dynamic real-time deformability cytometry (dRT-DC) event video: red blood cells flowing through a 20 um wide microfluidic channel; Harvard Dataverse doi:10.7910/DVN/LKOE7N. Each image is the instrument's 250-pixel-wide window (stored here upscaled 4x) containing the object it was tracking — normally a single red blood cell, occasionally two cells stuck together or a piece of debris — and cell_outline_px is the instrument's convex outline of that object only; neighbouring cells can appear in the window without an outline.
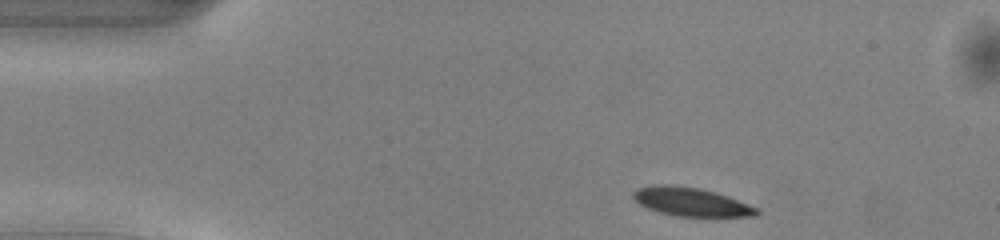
{"species": "common noctule bat (a hibernating species)", "species_latin": "Nyctalus noctula", "temperature_condition": "warm", "stored_images_in_passage": 43, "camera_frame_rate_fps": 3000, "um_per_image_px": 0.085, "animal": {"sex": "male", "body_mass_g": 13.0, "forearm_length_mm": 53.1}, "frame": {"image": 1, "passage_image": 1, "time_ms": 0.0, "image_size_px": [1000, 240], "cell_outline_px": [[760, 212], [756, 216], [676, 216], [660, 212], [648, 208], [640, 204], [632, 196], [632, 192], [636, 188], [652, 184], [672, 184], [700, 188], [716, 192], [728, 196], [748, 204], [756, 208]], "centroid_in_image_um": [58.7, 17.13], "position_along_channel_um": 26.3, "area_um2": 20.58}}
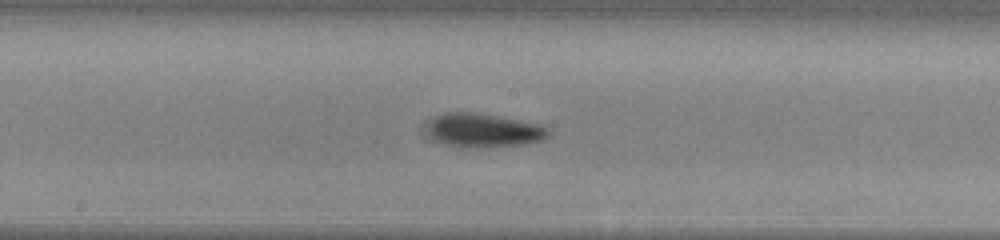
{"frame": {"image": 2, "passage_image": 19, "time_ms": 6.0, "image_size_px": [1000, 240], "cell_outline_px": [[552, 132], [544, 140], [524, 144], [476, 148], [456, 148], [444, 144], [436, 140], [432, 136], [428, 120], [444, 112], [472, 112], [496, 116], [540, 124], [548, 128]], "centroid_in_image_um": [41.13, 11.09], "position_along_channel_um": 207.1, "area_um2": 23.93}}
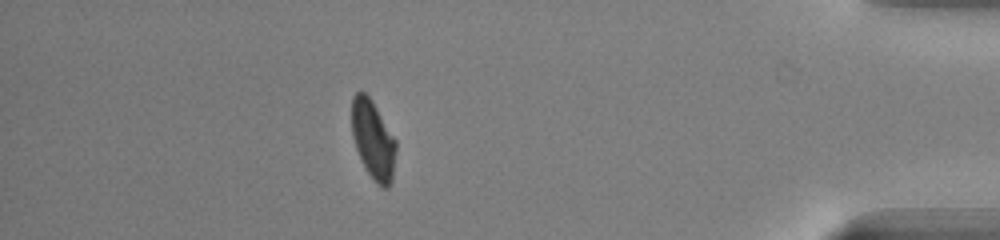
{"frame": {"image": 3, "passage_image": 37, "time_ms": 12.0, "image_size_px": [1000, 240], "cell_outline_px": [[396, 152], [392, 180], [388, 188], [384, 188], [364, 168], [356, 148], [352, 136], [352, 96], [356, 92], [364, 92], [372, 100], [396, 140]], "centroid_in_image_um": [31.71, 11.86], "position_along_channel_um": 403.5, "area_um2": 20.11}, "authors_computed_cell_mechanics": {"area_um2": 21.8484, "velocity_mm_per_s": 4.091, "shape_relaxation_time_tau1_ms": 2.6964, "shape_relaxation_time_tau2_ms": 3.9138, "deformation_change_tau1": 0.1058, "deformation_change_tau2": 0.0778}}